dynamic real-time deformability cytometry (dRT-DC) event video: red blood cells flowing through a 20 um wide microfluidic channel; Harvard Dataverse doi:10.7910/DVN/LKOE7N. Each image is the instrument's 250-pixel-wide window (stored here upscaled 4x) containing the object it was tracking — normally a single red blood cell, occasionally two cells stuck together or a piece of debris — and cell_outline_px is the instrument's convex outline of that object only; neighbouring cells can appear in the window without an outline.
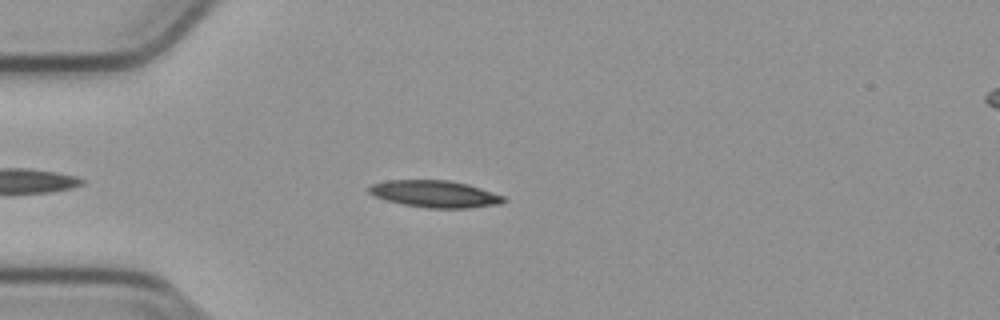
{"species": "common noctule bat (a hibernating species)", "species_latin": "Nyctalus noctula", "temperature_condition": "cold", "stored_images_in_passage": 47, "camera_frame_rate_fps": 3000, "um_per_image_px": 0.085, "animal": {"sex": "male", "body_mass_g": 23.1, "forearm_length_mm": 52.7}, "frame": {"image": 1, "passage_image": 8, "time_ms": 2.333, "image_size_px": [1000, 320], "cell_outline_px": [[504, 200], [500, 204], [468, 208], [428, 208], [404, 204], [388, 200], [376, 196], [368, 192], [368, 188], [372, 184], [388, 180], [448, 180], [468, 184], [504, 196]], "centroid_in_image_um": [36.97, 16.48], "position_along_channel_um": 48.0, "area_um2": 20.87}}
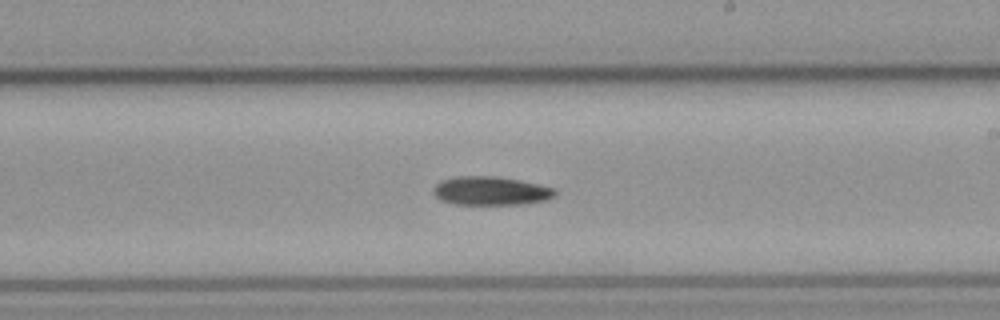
{"frame": {"image": 2, "passage_image": 25, "time_ms": 8.0, "image_size_px": [1000, 320], "cell_outline_px": [[556, 196], [544, 200], [524, 204], [456, 204], [440, 200], [432, 192], [432, 188], [440, 180], [456, 176], [492, 176], [520, 180], [556, 188]], "centroid_in_image_um": [41.7, 16.22], "position_along_channel_um": 247.3, "area_um2": 20.4}}
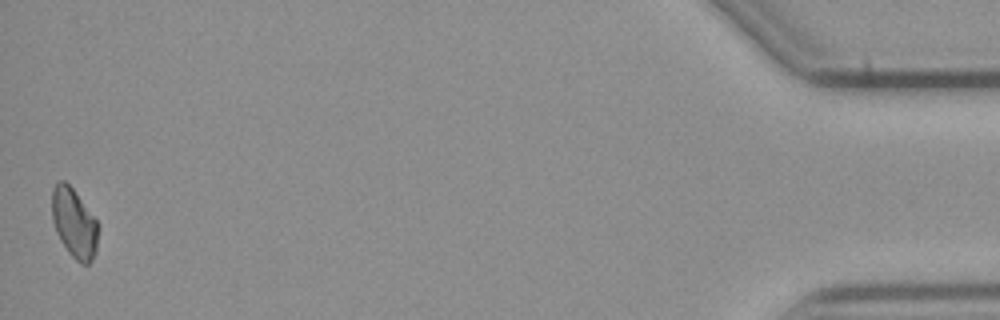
{"frame": {"image": 3, "passage_image": 47, "time_ms": 15.333, "image_size_px": [1000, 320], "cell_outline_px": [[100, 228], [96, 252], [92, 260], [88, 264], [80, 264], [68, 252], [60, 240], [56, 232], [52, 220], [52, 188], [60, 180], [64, 180], [72, 188], [96, 220]], "centroid_in_image_um": [6.31, 19.0], "position_along_channel_um": 428.9, "area_um2": 18.79}, "authors_computed_cell_mechanics": {"area_um2": 19.8832, "velocity_mm_per_s": 3.7947, "shape_relaxation_time_tau1_ms": 7.3511, "shape_relaxation_time_tau2_ms": null, "deformation_change_tau1": 0.1115, "deformation_change_tau2": null}}